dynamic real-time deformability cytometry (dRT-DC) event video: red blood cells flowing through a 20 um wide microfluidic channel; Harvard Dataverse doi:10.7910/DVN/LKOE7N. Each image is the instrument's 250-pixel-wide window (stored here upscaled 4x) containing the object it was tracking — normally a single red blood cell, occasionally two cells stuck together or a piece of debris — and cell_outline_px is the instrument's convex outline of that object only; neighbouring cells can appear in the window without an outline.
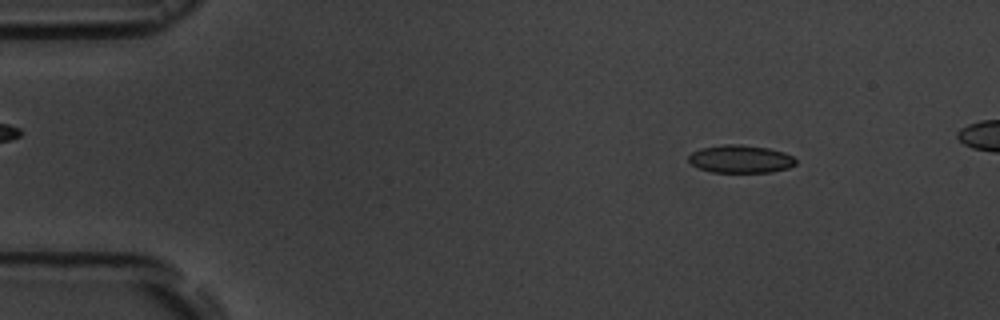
{"species": "common noctule bat (a hibernating species)", "species_latin": "Nyctalus noctula", "temperature_condition": "room temperature", "stored_images_in_passage": 5, "camera_frame_rate_fps": 3000, "um_per_image_px": 0.085, "animal": {"sex": "male", "body_mass_g": 19.5, "forearm_length_mm": 54.6}, "frame": {"image": 1, "passage_image": 2, "time_ms": 1.0, "image_size_px": [1000, 320], "cell_outline_px": [[796, 164], [788, 168], [772, 172], [712, 172], [700, 168], [692, 164], [688, 160], [688, 156], [692, 152], [700, 148], [724, 144], [740, 144], [768, 148], [784, 152], [792, 156], [796, 160]], "centroid_in_image_um": [62.95, 13.51], "position_along_channel_um": 22.1, "area_um2": 17.4}}
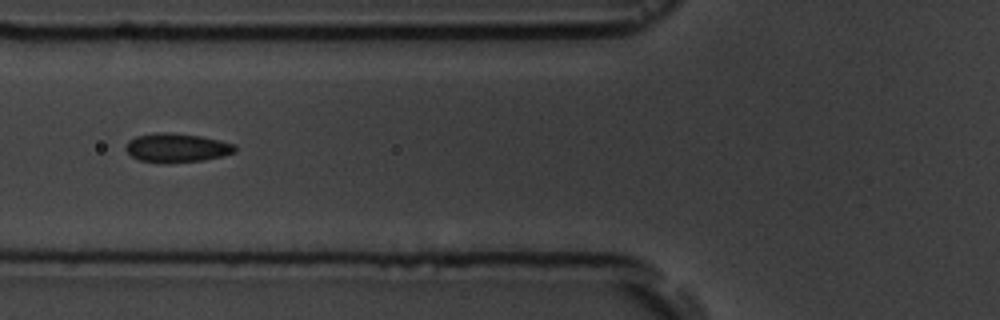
{"frame": {"image": 2, "passage_image": 5, "time_ms": 5.667, "image_size_px": [1000, 320], "cell_outline_px": [[236, 152], [204, 160], [164, 164], [140, 160], [132, 156], [124, 148], [128, 140], [136, 136], [156, 132], [168, 132], [200, 136], [220, 140], [236, 144]], "centroid_in_image_um": [15.01, 12.56], "position_along_channel_um": 110.8, "area_um2": 18.61}}